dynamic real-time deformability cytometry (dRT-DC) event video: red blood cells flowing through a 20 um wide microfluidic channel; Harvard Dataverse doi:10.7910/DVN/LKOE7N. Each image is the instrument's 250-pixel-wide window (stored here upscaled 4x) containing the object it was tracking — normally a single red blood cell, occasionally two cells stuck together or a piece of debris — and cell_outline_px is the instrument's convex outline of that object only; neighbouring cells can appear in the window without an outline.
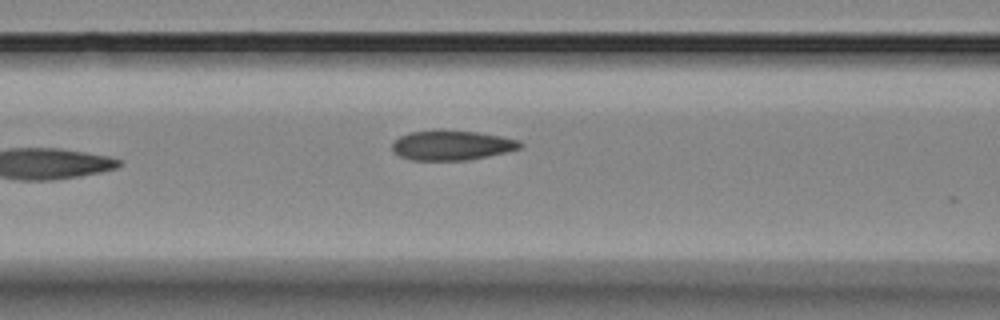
{"species": "Egyptian fruit bat (a non-hibernating species)", "species_latin": "Rousettus aegyptiacus", "temperature_condition": "room temperature", "stored_images_in_passage": 7, "camera_frame_rate_fps": 3000, "um_per_image_px": 0.085, "animal": {"sex": "female"}, "frame": {"image": 1, "passage_image": 7, "time_ms": 7.0, "image_size_px": [1000, 320], "cell_outline_px": [[524, 144], [520, 148], [508, 152], [468, 160], [412, 160], [400, 156], [392, 152], [392, 144], [400, 136], [408, 132], [436, 128], [440, 128], [476, 132], [500, 136], [520, 140]], "centroid_in_image_um": [38.39, 12.32], "position_along_channel_um": 128.2, "area_um2": 22.72}}